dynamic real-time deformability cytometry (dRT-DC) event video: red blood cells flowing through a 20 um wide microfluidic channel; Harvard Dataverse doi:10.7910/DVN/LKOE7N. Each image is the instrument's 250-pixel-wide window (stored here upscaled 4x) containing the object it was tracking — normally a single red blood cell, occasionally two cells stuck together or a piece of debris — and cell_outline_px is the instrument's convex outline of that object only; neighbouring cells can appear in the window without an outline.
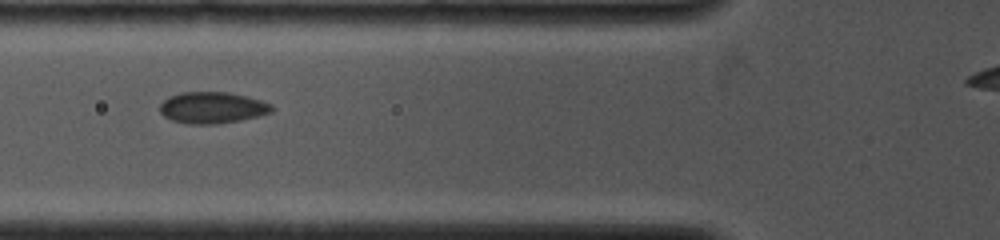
{"species": "common noctule bat (a hibernating species)", "species_latin": "Nyctalus noctula", "temperature_condition": "cold", "stored_images_in_passage": 5, "camera_frame_rate_fps": 4000, "um_per_image_px": 0.085, "animal": {"sex": "female", "body_mass_g": 19.0, "forearm_length_mm": 53.3}, "frame": {"image": 1, "passage_image": 4, "time_ms": 3.25, "image_size_px": [1000, 240], "cell_outline_px": [[272, 112], [260, 116], [240, 120], [216, 124], [188, 124], [172, 120], [164, 116], [160, 112], [160, 104], [168, 96], [180, 92], [228, 92], [248, 96], [272, 104]], "centroid_in_image_um": [18.04, 9.15], "position_along_channel_um": 107.8, "area_um2": 20.63}}
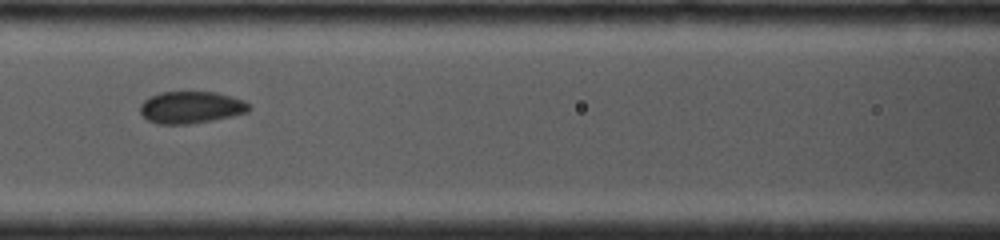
{"frame": {"image": 2, "passage_image": 5, "time_ms": 4.25, "image_size_px": [1000, 240], "cell_outline_px": [[252, 108], [248, 112], [232, 116], [212, 120], [188, 124], [156, 124], [148, 120], [140, 112], [140, 104], [148, 96], [160, 92], [216, 92], [232, 96], [244, 100]], "centroid_in_image_um": [16.23, 9.12], "position_along_channel_um": 150.4, "area_um2": 20.46}}